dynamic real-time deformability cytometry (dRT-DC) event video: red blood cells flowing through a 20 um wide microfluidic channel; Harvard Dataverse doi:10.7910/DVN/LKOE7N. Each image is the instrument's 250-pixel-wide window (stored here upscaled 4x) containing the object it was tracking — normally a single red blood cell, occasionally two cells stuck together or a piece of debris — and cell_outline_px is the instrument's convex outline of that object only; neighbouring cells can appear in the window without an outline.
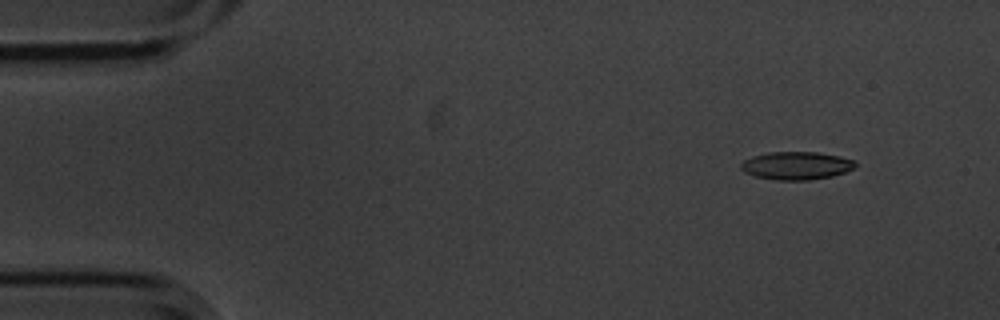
{"species": "common noctule bat (a hibernating species)", "species_latin": "Nyctalus noctula", "temperature_condition": "cold", "stored_images_in_passage": 5, "camera_frame_rate_fps": 3000, "um_per_image_px": 0.085, "animal": {"sex": "male", "body_mass_g": 20.1, "forearm_length_mm": 53.5}, "frame": {"image": 1, "passage_image": 2, "time_ms": 0.333, "image_size_px": [1000, 320], "cell_outline_px": [[856, 168], [832, 176], [808, 180], [772, 180], [756, 176], [744, 172], [740, 168], [740, 164], [744, 160], [752, 156], [768, 152], [816, 152], [840, 156], [852, 160], [856, 164]], "centroid_in_image_um": [67.67, 14.08], "position_along_channel_um": 17.3, "area_um2": 18.67}}
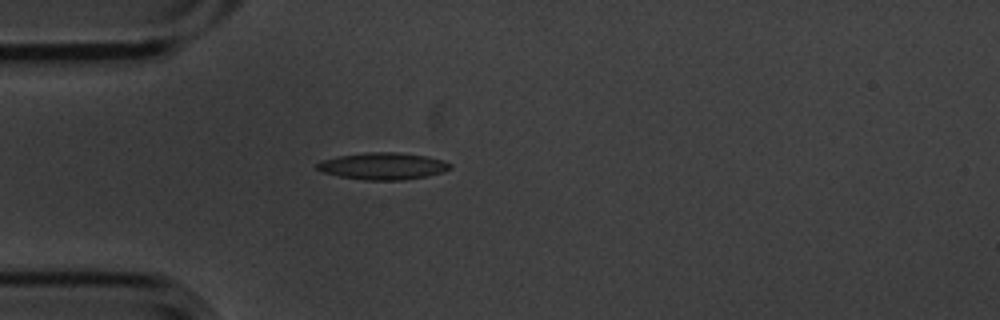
{"frame": {"image": 2, "passage_image": 5, "time_ms": 1.333, "image_size_px": [1000, 320], "cell_outline_px": [[452, 168], [444, 172], [428, 176], [404, 180], [364, 180], [340, 176], [320, 172], [316, 168], [316, 164], [320, 160], [340, 156], [368, 152], [396, 152], [424, 156], [444, 160], [452, 164]], "centroid_in_image_um": [32.56, 14.12], "position_along_channel_um": 52.4, "area_um2": 20.98}}